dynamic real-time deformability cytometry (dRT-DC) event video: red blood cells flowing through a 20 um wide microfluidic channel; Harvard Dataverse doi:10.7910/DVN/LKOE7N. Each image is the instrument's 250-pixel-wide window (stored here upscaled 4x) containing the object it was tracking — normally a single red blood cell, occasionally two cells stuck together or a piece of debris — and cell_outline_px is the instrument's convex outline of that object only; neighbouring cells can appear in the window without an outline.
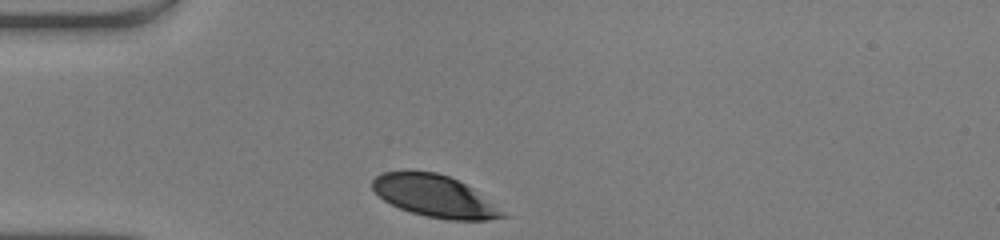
{"species": "human", "species_latin": "Homo sapiens", "temperature_condition": "warm", "stored_images_in_passage": 27, "camera_frame_rate_fps": 3000, "um_per_image_px": 0.085, "donor": {"sex": "male"}, "frame": {"image": 1, "passage_image": 1, "time_ms": 0.0, "image_size_px": [1000, 240], "cell_outline_px": [[508, 216], [488, 220], [448, 220], [424, 216], [400, 208], [384, 200], [372, 188], [372, 180], [376, 176], [384, 172], [436, 172], [448, 176], [472, 188], [504, 212]], "centroid_in_image_um": [36.94, 16.69], "position_along_channel_um": 48.1, "area_um2": 31.15}}
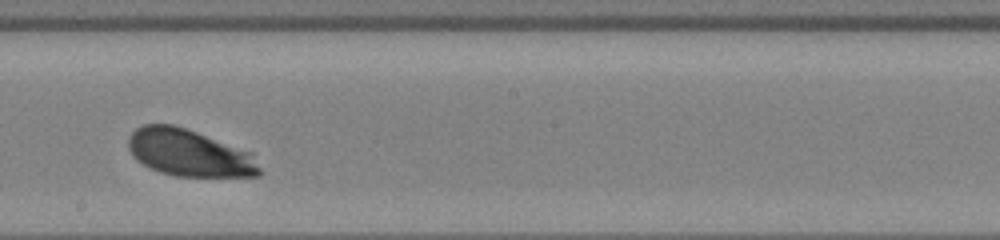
{"frame": {"image": 2, "passage_image": 16, "time_ms": 5.0, "image_size_px": [1000, 240], "cell_outline_px": [[260, 176], [176, 176], [160, 172], [136, 160], [132, 156], [128, 148], [128, 136], [136, 128], [144, 124], [172, 124], [196, 132], [252, 152], [260, 168]], "centroid_in_image_um": [16.06, 12.99], "position_along_channel_um": 232.1, "area_um2": 35.78}}
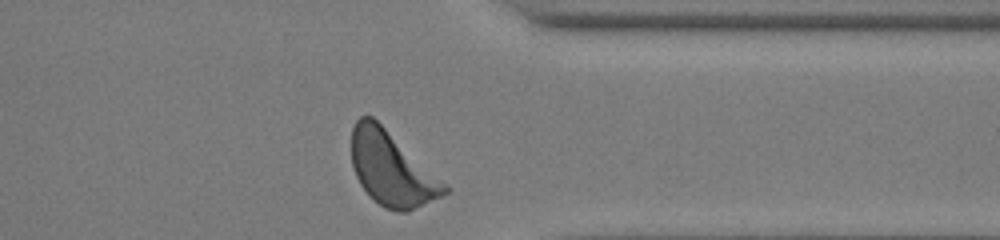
{"frame": {"image": 3, "passage_image": 27, "time_ms": 8.667, "image_size_px": [1000, 240], "cell_outline_px": [[452, 188], [448, 192], [440, 196], [404, 212], [396, 212], [384, 208], [360, 184], [356, 176], [352, 164], [352, 128], [356, 120], [360, 116], [372, 116], [448, 184]], "centroid_in_image_um": [33.3, 14.33], "position_along_channel_um": 378.1, "area_um2": 39.54}, "authors_computed_cell_mechanics": {"area_um2": 35.7782, "velocity_mm_per_s": 4.1251, "shape_relaxation_time_tau1_ms": 1.0673, "shape_relaxation_time_tau2_ms": 8.9763, "deformation_change_tau1": 0.0916, "deformation_change_tau2": 0.2374}}